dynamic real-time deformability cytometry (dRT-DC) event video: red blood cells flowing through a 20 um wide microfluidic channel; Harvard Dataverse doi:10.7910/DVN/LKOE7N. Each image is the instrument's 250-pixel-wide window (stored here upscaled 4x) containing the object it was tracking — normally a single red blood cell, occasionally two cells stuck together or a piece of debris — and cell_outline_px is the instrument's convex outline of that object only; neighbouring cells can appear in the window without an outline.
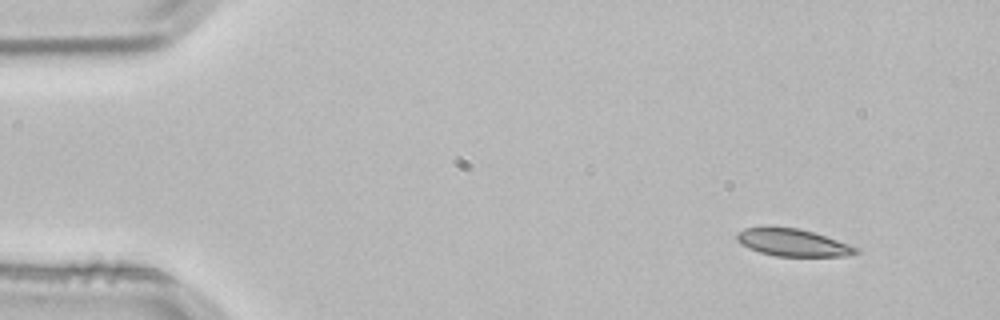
{"species": "common noctule bat (a hibernating species)", "species_latin": "Nyctalus noctula", "temperature_condition": "room temperature", "stored_images_in_passage": 4, "segment_of_instrument_passage": [1, 2], "camera_frame_rate_fps": 3000, "um_per_image_px": 0.085, "animal": {"sex": "male", "body_mass_g": 21.5, "forearm_length_mm": 52.0}, "frame": {"image": 1, "passage_image": 1, "time_ms": 0.0, "image_size_px": [1000, 320], "cell_outline_px": [[860, 252], [844, 256], [776, 256], [760, 252], [740, 244], [736, 240], [736, 232], [744, 228], [796, 228], [812, 232], [860, 248]], "centroid_in_image_um": [67.38, 20.63], "position_along_channel_um": 17.6, "area_um2": 18.55}}
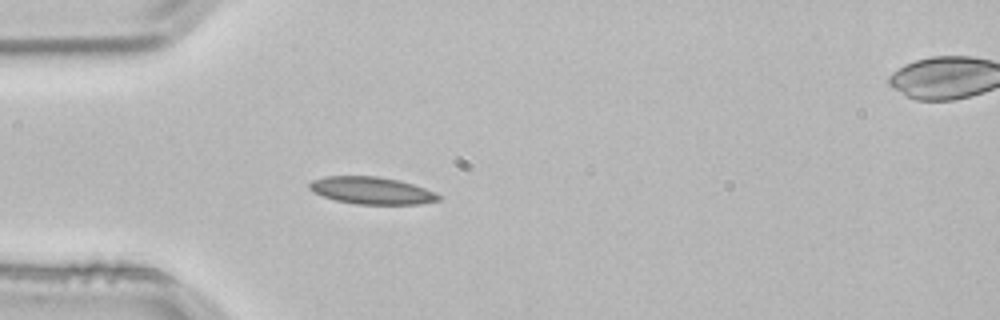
{"frame": {"image": 2, "passage_image": 3, "time_ms": 0.667, "image_size_px": [1000, 320], "cell_outline_px": [[444, 196], [440, 200], [420, 204], [356, 204], [336, 200], [312, 192], [308, 188], [308, 184], [312, 180], [324, 176], [380, 176], [400, 180], [436, 192]], "centroid_in_image_um": [31.61, 16.19], "position_along_channel_um": 53.4, "area_um2": 20.69}}